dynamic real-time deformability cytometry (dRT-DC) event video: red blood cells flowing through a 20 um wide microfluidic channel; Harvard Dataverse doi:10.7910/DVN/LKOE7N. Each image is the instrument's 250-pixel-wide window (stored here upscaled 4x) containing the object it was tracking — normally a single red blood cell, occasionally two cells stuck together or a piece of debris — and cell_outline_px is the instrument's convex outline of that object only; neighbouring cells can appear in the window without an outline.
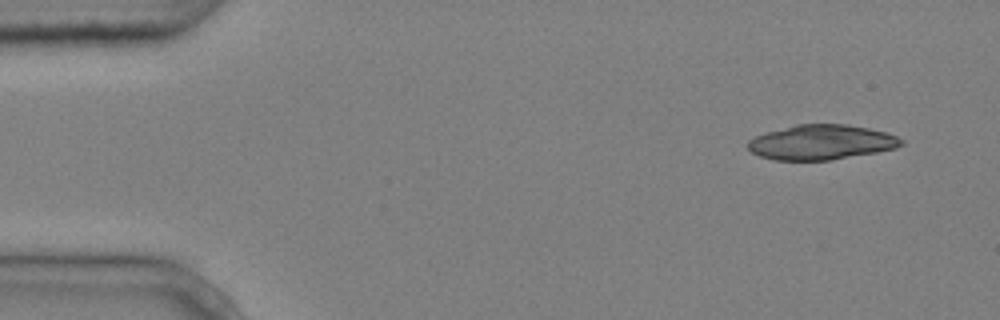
{"species": "common noctule bat (a hibernating species)", "species_latin": "Nyctalus noctula", "temperature_condition": "cold", "stored_images_in_passage": 4, "camera_frame_rate_fps": 3000, "um_per_image_px": 0.085, "animal": {"sex": "male", "body_mass_g": 20.4}, "frame": {"image": 1, "passage_image": 1, "time_ms": 0.0, "image_size_px": [1000, 320], "cell_outline_px": [[904, 144], [896, 148], [876, 152], [832, 160], [776, 160], [760, 156], [752, 152], [748, 148], [748, 140], [756, 136], [768, 132], [796, 124], [848, 124], [868, 128], [884, 132], [896, 136], [904, 140]], "centroid_in_image_um": [69.83, 12.09], "position_along_channel_um": 15.2, "area_um2": 31.04}}